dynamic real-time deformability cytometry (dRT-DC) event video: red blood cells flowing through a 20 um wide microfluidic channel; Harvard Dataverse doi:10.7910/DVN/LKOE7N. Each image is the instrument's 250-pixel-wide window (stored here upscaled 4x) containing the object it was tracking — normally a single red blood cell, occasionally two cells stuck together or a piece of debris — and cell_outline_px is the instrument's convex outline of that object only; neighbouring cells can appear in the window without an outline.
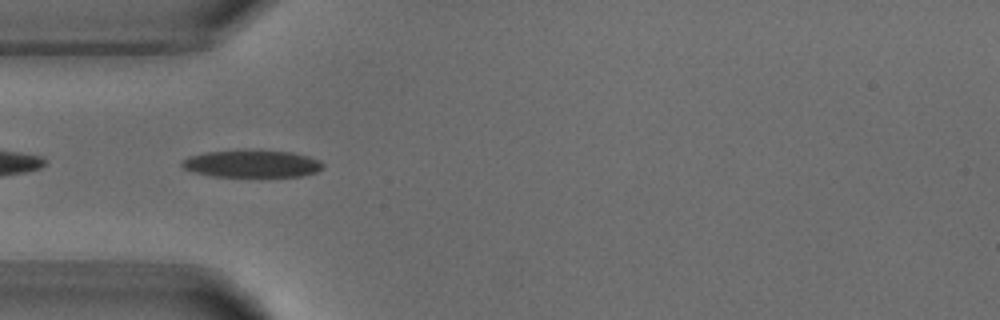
{"species": "common noctule bat (a hibernating species)", "species_latin": "Nyctalus noctula", "temperature_condition": "warm", "stored_images_in_passage": 39, "camera_frame_rate_fps": 3000, "um_per_image_px": 0.085, "animal": {"sex": "male", "body_mass_g": 18.8}, "frame": {"image": 1, "passage_image": 2, "time_ms": 0.333, "image_size_px": [1000, 320], "cell_outline_px": [[324, 168], [316, 172], [300, 176], [212, 176], [196, 172], [184, 168], [180, 164], [188, 156], [204, 152], [292, 152], [308, 156], [320, 160], [324, 164]], "centroid_in_image_um": [21.45, 13.94], "position_along_channel_um": 63.5, "area_um2": 21.62}}
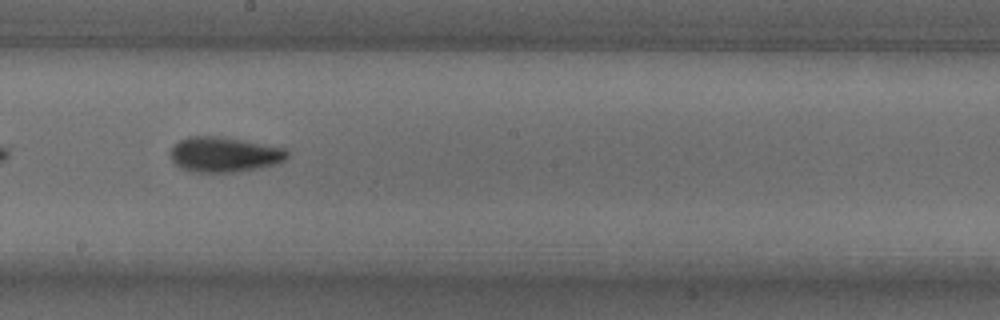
{"frame": {"image": 2, "passage_image": 15, "time_ms": 4.667, "image_size_px": [1000, 320], "cell_outline_px": [[288, 156], [284, 160], [260, 168], [236, 172], [192, 172], [180, 168], [172, 160], [168, 152], [180, 140], [188, 136], [220, 136], [284, 148], [288, 152]], "centroid_in_image_um": [19.01, 13.14], "position_along_channel_um": 229.2, "area_um2": 23.81}}
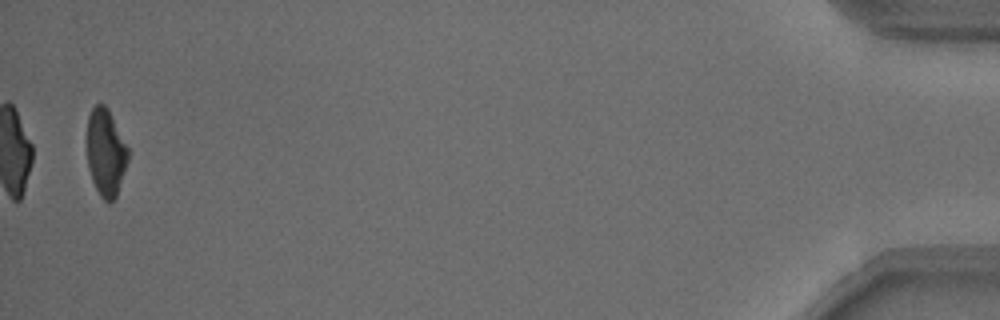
{"frame": {"image": 3, "passage_image": 38, "time_ms": 12.333, "image_size_px": [1000, 320], "cell_outline_px": [[128, 160], [116, 196], [108, 204], [100, 196], [92, 180], [88, 168], [88, 116], [92, 108], [96, 104], [104, 104], [108, 108], [128, 148]], "centroid_in_image_um": [8.99, 12.96], "position_along_channel_um": 426.2, "area_um2": 20.58}, "authors_computed_cell_mechanics": {"area_um2": 22.542, "velocity_mm_per_s": 3.8047, "shape_relaxation_time_tau1_ms": 5.563, "shape_relaxation_time_tau2_ms": 3.0527, "deformation_change_tau1": 0.174, "deformation_change_tau2": 0.1027}}